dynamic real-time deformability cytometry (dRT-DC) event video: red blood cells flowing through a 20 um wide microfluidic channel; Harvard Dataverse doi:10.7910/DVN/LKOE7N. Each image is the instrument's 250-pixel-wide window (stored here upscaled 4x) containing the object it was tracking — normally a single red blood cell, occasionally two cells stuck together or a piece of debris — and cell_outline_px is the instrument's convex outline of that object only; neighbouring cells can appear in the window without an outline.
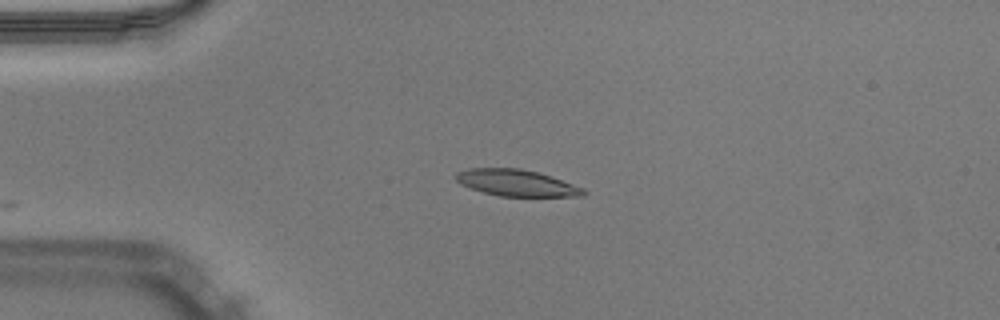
{"species": "Egyptian fruit bat (a non-hibernating species)", "species_latin": "Rousettus aegyptiacus", "temperature_condition": "warm", "stored_images_in_passage": 5, "camera_frame_rate_fps": 3000, "um_per_image_px": 0.085, "animal": {"sex": "male"}, "frame": {"image": 1, "passage_image": 1, "time_ms": 0.0, "image_size_px": [1000, 320], "cell_outline_px": [[588, 192], [584, 196], [500, 196], [484, 192], [460, 184], [452, 176], [456, 172], [468, 168], [520, 168], [536, 172], [584, 188]], "centroid_in_image_um": [43.86, 15.54], "position_along_channel_um": 41.1, "area_um2": 19.54}}